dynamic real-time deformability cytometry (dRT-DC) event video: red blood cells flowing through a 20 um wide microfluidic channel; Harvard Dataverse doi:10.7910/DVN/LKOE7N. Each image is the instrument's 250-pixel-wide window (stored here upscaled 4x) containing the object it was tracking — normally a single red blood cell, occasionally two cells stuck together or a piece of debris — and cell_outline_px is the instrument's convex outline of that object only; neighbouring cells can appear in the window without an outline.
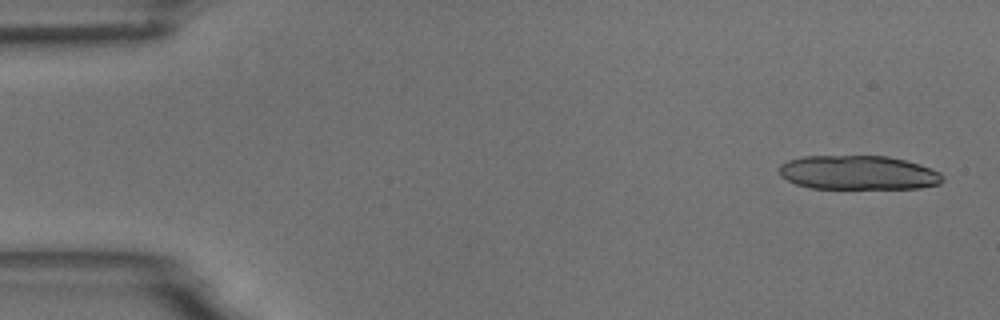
{"species": "common noctule bat (a hibernating species)", "species_latin": "Nyctalus noctula", "temperature_condition": "room temperature", "stored_images_in_passage": 5, "camera_frame_rate_fps": 3000, "um_per_image_px": 0.085, "animal": {"sex": "male", "body_mass_g": 18.8}, "frame": {"image": 1, "passage_image": 1, "time_ms": 0.0, "image_size_px": [1000, 320], "cell_outline_px": [[944, 180], [940, 184], [920, 188], [812, 188], [796, 184], [780, 176], [780, 164], [788, 160], [804, 156], [888, 156], [920, 164], [940, 172], [944, 176]], "centroid_in_image_um": [72.97, 14.67], "position_along_channel_um": 12.0, "area_um2": 32.54}}